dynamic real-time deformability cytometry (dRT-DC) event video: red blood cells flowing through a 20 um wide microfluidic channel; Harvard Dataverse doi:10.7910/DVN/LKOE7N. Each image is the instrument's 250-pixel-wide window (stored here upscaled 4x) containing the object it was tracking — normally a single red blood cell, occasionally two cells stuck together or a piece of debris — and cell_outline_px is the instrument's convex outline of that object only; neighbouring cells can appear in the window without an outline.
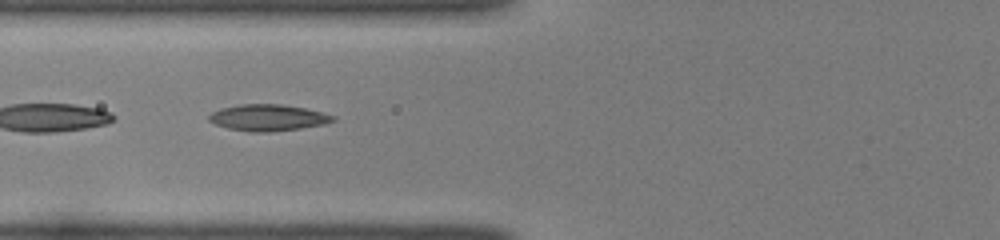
{"species": "common noctule bat (a hibernating species)", "species_latin": "Nyctalus noctula", "temperature_condition": "room temperature", "stored_images_in_passage": 35, "camera_frame_rate_fps": 3000, "um_per_image_px": 0.085, "animal": {"sex": "female", "body_mass_g": 22.0, "forearm_length_mm": 56.7}, "frame": {"image": 1, "passage_image": 5, "time_ms": 1.333, "image_size_px": [1000, 240], "cell_outline_px": [[336, 120], [324, 124], [300, 128], [272, 132], [248, 132], [228, 128], [216, 124], [208, 120], [208, 116], [212, 112], [220, 108], [240, 104], [280, 104], [304, 108], [324, 112], [336, 116]], "centroid_in_image_um": [22.79, 10.0], "position_along_channel_um": 103.0, "area_um2": 19.19}}
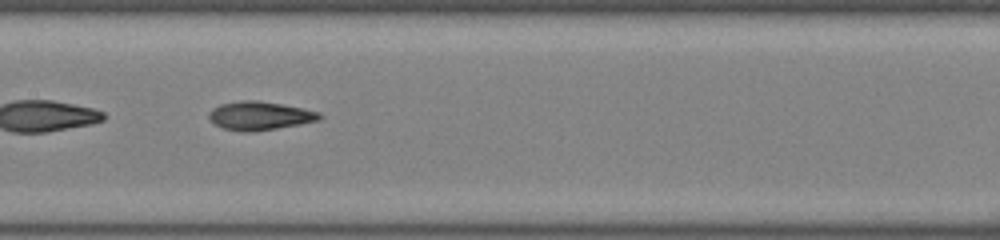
{"frame": {"image": 2, "passage_image": 11, "time_ms": 3.333, "image_size_px": [1000, 240], "cell_outline_px": [[324, 116], [320, 120], [300, 124], [252, 132], [244, 132], [224, 128], [216, 124], [208, 116], [212, 108], [220, 104], [240, 100], [260, 100], [304, 108], [320, 112]], "centroid_in_image_um": [22.12, 9.82], "position_along_channel_um": 185.3, "area_um2": 18.44}}
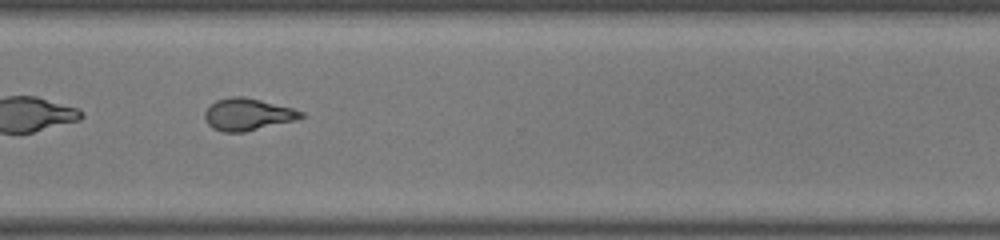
{"frame": {"image": 3, "passage_image": 23, "time_ms": 7.333, "image_size_px": [1000, 240], "cell_outline_px": [[304, 116], [296, 120], [244, 132], [224, 132], [212, 128], [204, 120], [204, 112], [216, 100], [232, 96], [244, 96], [292, 108], [304, 112]], "centroid_in_image_um": [21.03, 9.73], "position_along_channel_um": 349.6, "area_um2": 17.92}}